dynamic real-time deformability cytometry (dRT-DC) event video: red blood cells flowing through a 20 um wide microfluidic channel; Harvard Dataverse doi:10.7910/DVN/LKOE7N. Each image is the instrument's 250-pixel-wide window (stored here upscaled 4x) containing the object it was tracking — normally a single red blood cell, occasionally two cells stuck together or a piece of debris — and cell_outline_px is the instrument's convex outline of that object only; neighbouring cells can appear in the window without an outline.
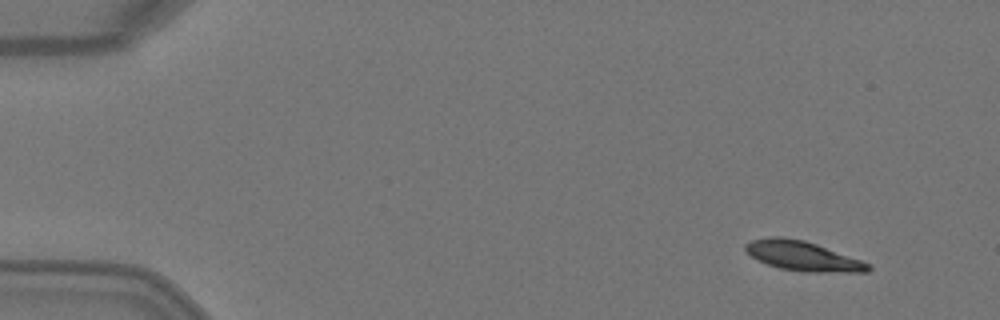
{"species": "Egyptian fruit bat (a non-hibernating species)", "species_latin": "Rousettus aegyptiacus", "temperature_condition": "warm", "stored_images_in_passage": 4, "segment_of_instrument_passage": [1, 2], "camera_frame_rate_fps": 3000, "um_per_image_px": 0.085, "animal": {"sex": "female"}, "frame": {"image": 1, "passage_image": 1, "time_ms": 0.0, "image_size_px": [1000, 320], "cell_outline_px": [[872, 268], [868, 272], [804, 272], [780, 268], [768, 264], [752, 256], [744, 248], [744, 244], [752, 240], [768, 236], [776, 236], [804, 240], [816, 244], [872, 264]], "centroid_in_image_um": [68.26, 21.76], "position_along_channel_um": 16.7, "area_um2": 21.04}}
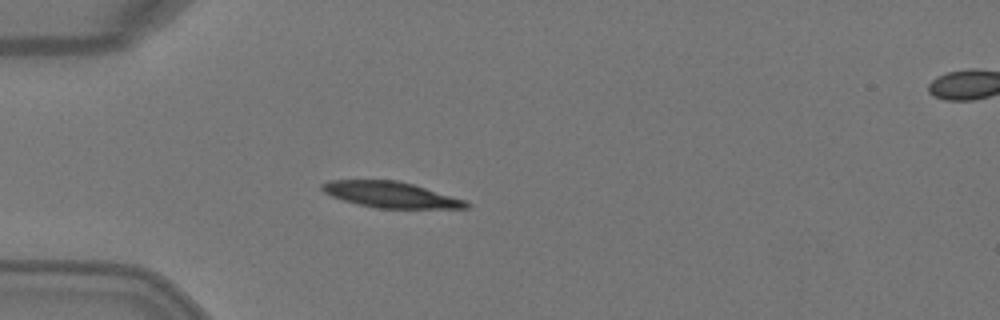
{"frame": {"image": 2, "passage_image": 3, "time_ms": 0.667, "image_size_px": [1000, 320], "cell_outline_px": [[472, 204], [468, 208], [376, 208], [344, 200], [332, 196], [324, 192], [320, 188], [320, 184], [328, 180], [396, 180], [412, 184], [464, 200]], "centroid_in_image_um": [33.17, 16.54], "position_along_channel_um": 51.8, "area_um2": 21.44}}